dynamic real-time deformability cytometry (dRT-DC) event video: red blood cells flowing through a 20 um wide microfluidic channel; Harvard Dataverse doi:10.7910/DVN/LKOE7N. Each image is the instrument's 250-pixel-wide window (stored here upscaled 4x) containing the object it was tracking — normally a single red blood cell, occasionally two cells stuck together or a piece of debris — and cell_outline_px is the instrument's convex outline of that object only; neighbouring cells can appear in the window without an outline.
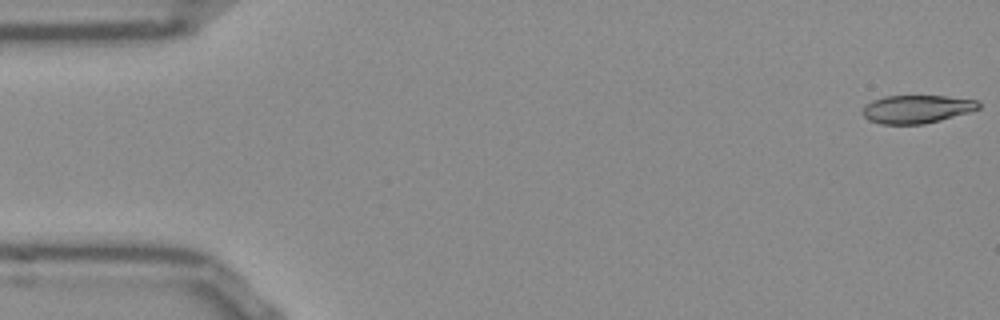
{"species": "Egyptian fruit bat (a non-hibernating species)", "species_latin": "Rousettus aegyptiacus", "temperature_condition": "room temperature", "stored_images_in_passage": 51, "camera_frame_rate_fps": 3000, "um_per_image_px": 0.085, "frame": {"image": 1, "passage_image": 1, "time_ms": 0.0, "image_size_px": [1000, 320], "cell_outline_px": [[980, 108], [968, 112], [940, 120], [924, 124], [880, 124], [868, 120], [860, 112], [864, 104], [872, 100], [884, 96], [948, 96], [976, 100], [980, 104]], "centroid_in_image_um": [77.86, 9.27], "position_along_channel_um": 7.1, "area_um2": 19.13}}
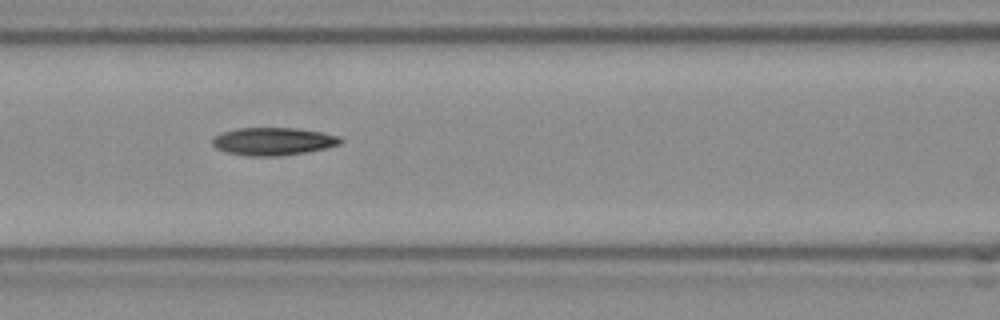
{"frame": {"image": 2, "passage_image": 22, "time_ms": 7.0, "image_size_px": [1000, 320], "cell_outline_px": [[344, 140], [340, 144], [324, 148], [304, 152], [280, 156], [248, 156], [224, 152], [216, 148], [212, 144], [212, 136], [220, 132], [240, 128], [296, 128], [320, 132], [340, 136]], "centroid_in_image_um": [23.17, 12.01], "position_along_channel_um": 143.4, "area_um2": 20.81}}
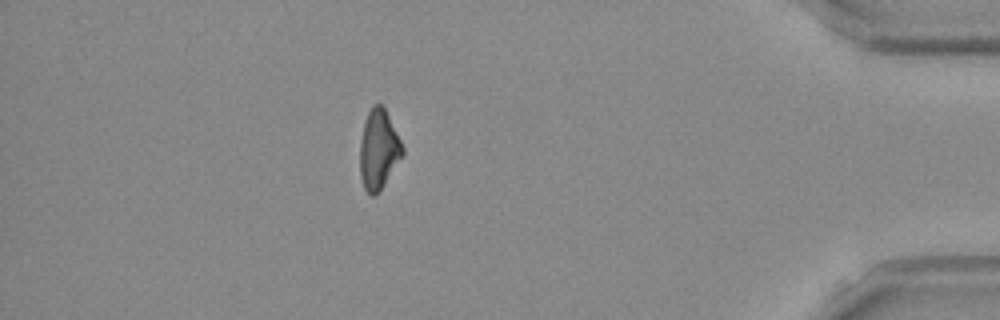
{"frame": {"image": 3, "passage_image": 46, "time_ms": 15.0, "image_size_px": [1000, 320], "cell_outline_px": [[404, 152], [380, 188], [372, 196], [364, 188], [360, 176], [360, 140], [364, 120], [372, 104], [380, 104], [384, 108], [404, 148]], "centroid_in_image_um": [32.14, 12.66], "position_along_channel_um": 403.1, "area_um2": 19.13}, "authors_computed_cell_mechanics": {"area_um2": 20.1722, "velocity_mm_per_s": 3.8593, "shape_relaxation_time_tau1_ms": null, "shape_relaxation_time_tau2_ms": 4.8541, "deformation_change_tau1": null, "deformation_change_tau2": 0.1389}}